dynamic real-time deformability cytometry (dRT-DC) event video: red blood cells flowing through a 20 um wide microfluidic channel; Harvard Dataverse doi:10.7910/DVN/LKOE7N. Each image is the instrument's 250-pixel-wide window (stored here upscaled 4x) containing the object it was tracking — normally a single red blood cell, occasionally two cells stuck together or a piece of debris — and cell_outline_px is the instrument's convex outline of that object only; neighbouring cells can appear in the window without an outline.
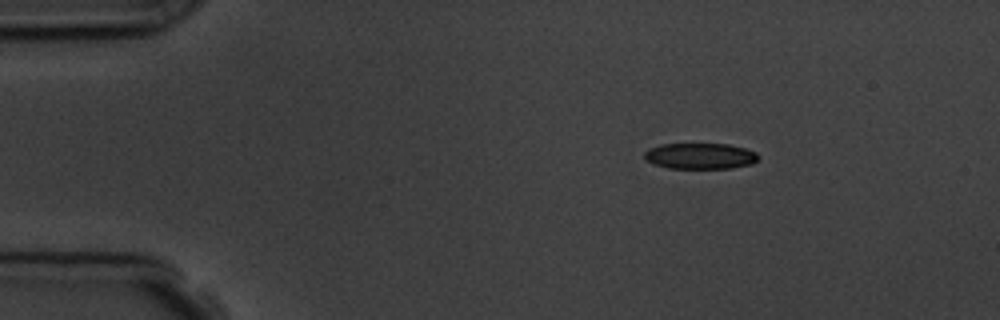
{"species": "common noctule bat (a hibernating species)", "species_latin": "Nyctalus noctula", "temperature_condition": "room temperature", "stored_images_in_passage": 6, "camera_frame_rate_fps": 3000, "um_per_image_px": 0.085, "animal": {"sex": "male", "body_mass_g": 19.5, "forearm_length_mm": 54.6}, "frame": {"image": 1, "passage_image": 6, "time_ms": 6.667, "image_size_px": [1000, 320], "cell_outline_px": [[760, 156], [752, 164], [732, 168], [668, 168], [652, 164], [644, 160], [644, 152], [648, 148], [660, 144], [728, 144], [744, 148], [756, 152]], "centroid_in_image_um": [59.47, 13.26], "position_along_channel_um": 25.5, "area_um2": 17.4}}